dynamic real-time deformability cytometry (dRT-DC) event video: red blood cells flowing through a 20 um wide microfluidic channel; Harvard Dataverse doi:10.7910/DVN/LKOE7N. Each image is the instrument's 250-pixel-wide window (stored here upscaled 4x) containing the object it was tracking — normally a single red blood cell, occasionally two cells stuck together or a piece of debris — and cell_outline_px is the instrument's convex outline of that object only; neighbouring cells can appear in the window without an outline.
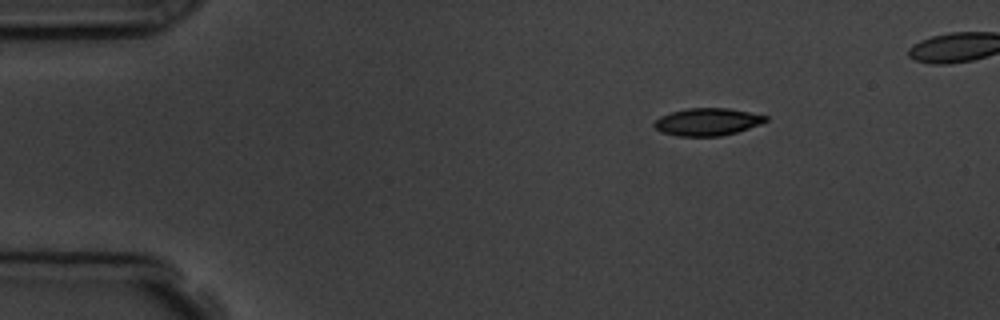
{"species": "common noctule bat (a hibernating species)", "species_latin": "Nyctalus noctula", "temperature_condition": "room temperature", "stored_images_in_passage": 5, "camera_frame_rate_fps": 3000, "um_per_image_px": 0.085, "animal": {"sex": "male", "body_mass_g": 19.5, "forearm_length_mm": 54.6}, "frame": {"image": 1, "passage_image": 1, "time_ms": 0.0, "image_size_px": [1000, 320], "cell_outline_px": [[768, 120], [760, 124], [736, 132], [720, 136], [676, 136], [660, 132], [652, 124], [660, 116], [672, 112], [688, 108], [728, 108], [768, 116]], "centroid_in_image_um": [60.1, 10.36], "position_along_channel_um": 24.9, "area_um2": 17.74}}